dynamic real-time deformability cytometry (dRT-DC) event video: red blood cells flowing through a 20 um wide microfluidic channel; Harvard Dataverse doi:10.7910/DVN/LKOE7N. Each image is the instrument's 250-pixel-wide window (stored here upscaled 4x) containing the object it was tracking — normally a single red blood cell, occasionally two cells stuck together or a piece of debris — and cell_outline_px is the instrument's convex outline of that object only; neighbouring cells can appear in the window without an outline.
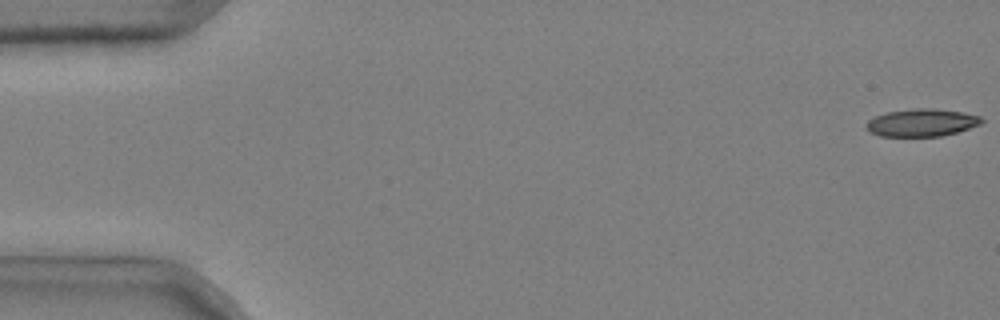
{"species": "common noctule bat (a hibernating species)", "species_latin": "Nyctalus noctula", "temperature_condition": "cold", "stored_images_in_passage": 49, "camera_frame_rate_fps": 3000, "um_per_image_px": 0.085, "animal": {"sex": "male", "body_mass_g": 20.4}, "frame": {"image": 1, "passage_image": 1, "time_ms": 0.0, "image_size_px": [1000, 320], "cell_outline_px": [[984, 120], [980, 124], [956, 132], [940, 136], [880, 136], [868, 132], [864, 124], [868, 120], [876, 116], [888, 112], [912, 108], [936, 108], [960, 112], [980, 116]], "centroid_in_image_um": [78.3, 10.42], "position_along_channel_um": 6.7, "area_um2": 18.5}}
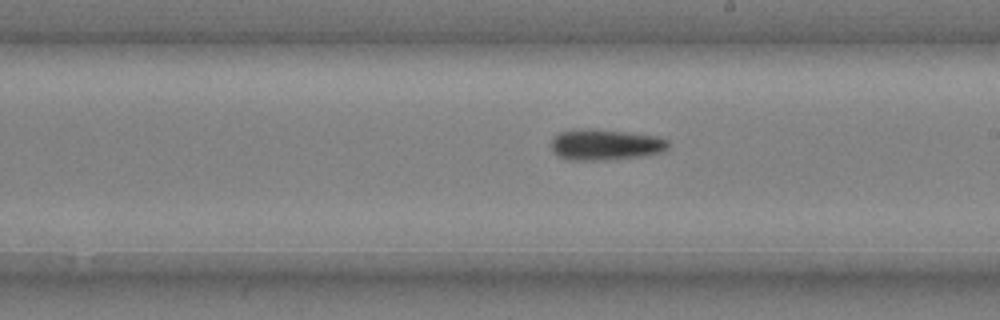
{"frame": {"image": 2, "passage_image": 31, "time_ms": 10.0, "image_size_px": [1000, 320], "cell_outline_px": [[668, 148], [664, 152], [644, 156], [604, 160], [568, 160], [556, 156], [552, 152], [552, 140], [560, 132], [580, 128], [588, 128], [624, 132], [656, 136], [668, 140]], "centroid_in_image_um": [51.44, 12.31], "position_along_channel_um": 237.6, "area_um2": 21.21}}
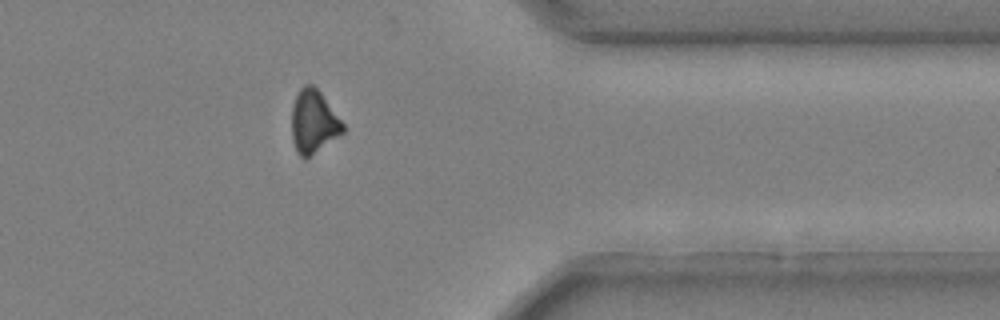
{"frame": {"image": 3, "passage_image": 44, "time_ms": 14.333, "image_size_px": [1000, 320], "cell_outline_px": [[344, 132], [304, 160], [296, 152], [292, 140], [292, 104], [300, 88], [304, 84], [312, 84], [320, 92], [344, 124]], "centroid_in_image_um": [26.62, 10.35], "position_along_channel_um": 384.8, "area_um2": 18.73}, "authors_computed_cell_mechanics": {"area_um2": 19.8832, "velocity_mm_per_s": 3.7191, "shape_relaxation_time_tau1_ms": 8.0487, "shape_relaxation_time_tau2_ms": null, "deformation_change_tau1": 0.2026, "deformation_change_tau2": null}}